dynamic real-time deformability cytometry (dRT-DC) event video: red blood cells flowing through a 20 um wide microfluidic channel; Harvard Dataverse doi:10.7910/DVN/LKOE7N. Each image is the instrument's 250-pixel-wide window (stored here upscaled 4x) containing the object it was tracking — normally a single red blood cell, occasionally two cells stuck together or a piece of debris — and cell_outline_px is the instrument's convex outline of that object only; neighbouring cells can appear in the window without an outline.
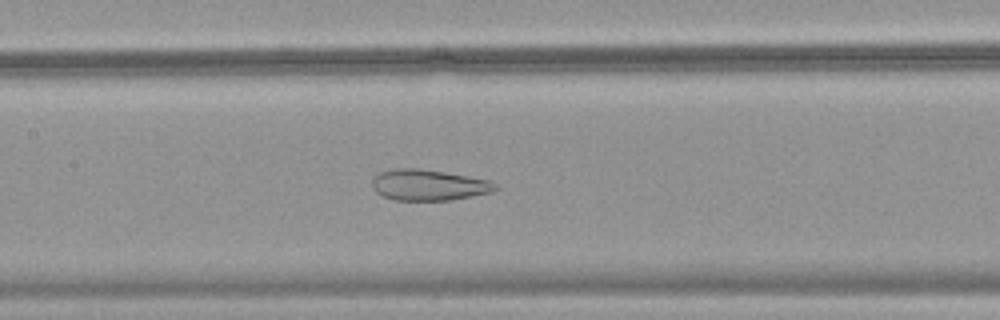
{"species": "common noctule bat (a hibernating species)", "species_latin": "Nyctalus noctula", "temperature_condition": "warm", "stored_images_in_passage": 50, "camera_frame_rate_fps": 3000, "um_per_image_px": 0.085, "animal": {"sex": "female", "body_mass_g": 18.4}, "frame": {"image": 1, "passage_image": 24, "time_ms": 7.667, "image_size_px": [1000, 320], "cell_outline_px": [[496, 188], [492, 192], [472, 196], [448, 200], [396, 200], [384, 196], [376, 192], [372, 188], [372, 180], [380, 172], [392, 168], [420, 168], [468, 176], [488, 180], [496, 184]], "centroid_in_image_um": [36.4, 15.72], "position_along_channel_um": 171.0, "area_um2": 22.08}}
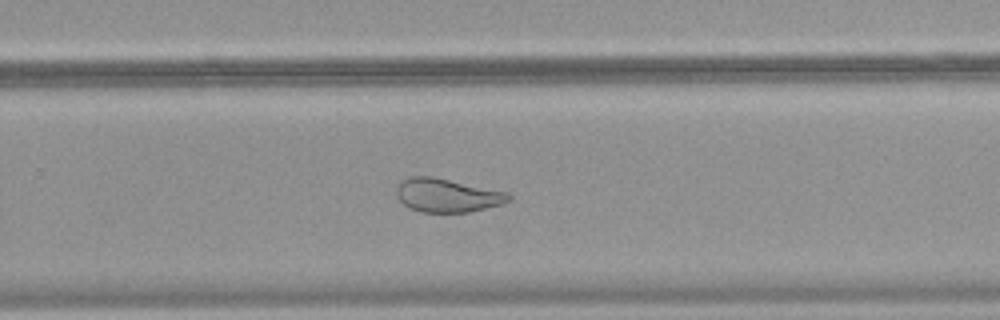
{"frame": {"image": 2, "passage_image": 33, "time_ms": 10.667, "image_size_px": [1000, 320], "cell_outline_px": [[512, 196], [508, 200], [500, 204], [468, 212], [420, 212], [408, 208], [396, 196], [396, 188], [408, 176], [432, 176], [508, 192]], "centroid_in_image_um": [37.97, 16.6], "position_along_channel_um": 291.8, "area_um2": 21.79}}
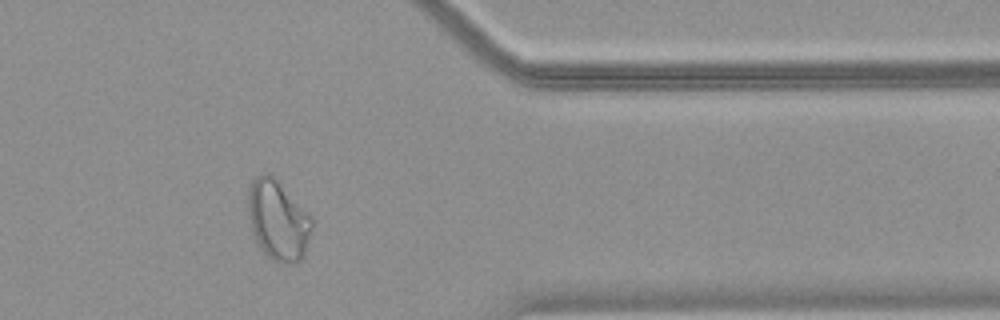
{"frame": {"image": 3, "passage_image": 41, "time_ms": 13.333, "image_size_px": [1000, 320], "cell_outline_px": [[312, 224], [304, 256], [296, 264], [272, 260], [256, 244], [252, 232], [248, 216], [248, 188], [252, 180], [256, 176], [264, 172], [272, 172], [276, 176], [312, 216]], "centroid_in_image_um": [23.61, 18.66], "position_along_channel_um": 387.8, "area_um2": 30.35}}